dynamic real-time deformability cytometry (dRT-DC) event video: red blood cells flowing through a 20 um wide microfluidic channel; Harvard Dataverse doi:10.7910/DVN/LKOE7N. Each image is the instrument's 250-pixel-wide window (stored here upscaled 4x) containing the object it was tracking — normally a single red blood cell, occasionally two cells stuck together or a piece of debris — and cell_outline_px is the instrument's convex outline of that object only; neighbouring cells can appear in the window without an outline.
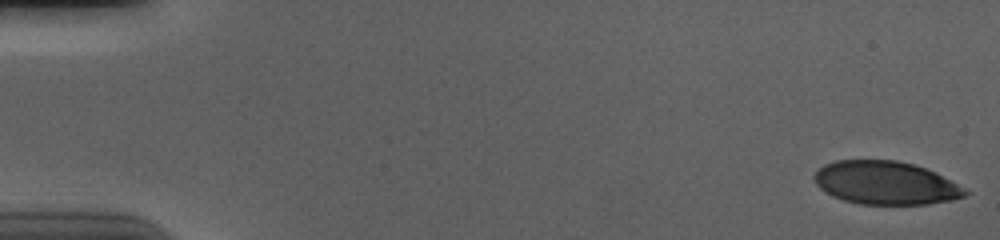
{"species": "human", "species_latin": "Homo sapiens", "temperature_condition": "cold", "stored_images_in_passage": 56, "camera_frame_rate_fps": 3000, "um_per_image_px": 0.085, "donor": {"sex": "male"}, "frame": {"image": 1, "passage_image": 1, "time_ms": 0.0, "image_size_px": [1000, 240], "cell_outline_px": [[972, 192], [964, 196], [952, 200], [928, 204], [860, 204], [844, 200], [832, 196], [824, 192], [816, 184], [812, 176], [824, 164], [836, 160], [896, 160], [912, 164], [936, 172]], "centroid_in_image_um": [75.27, 15.55], "position_along_channel_um": 9.7, "area_um2": 38.09}}
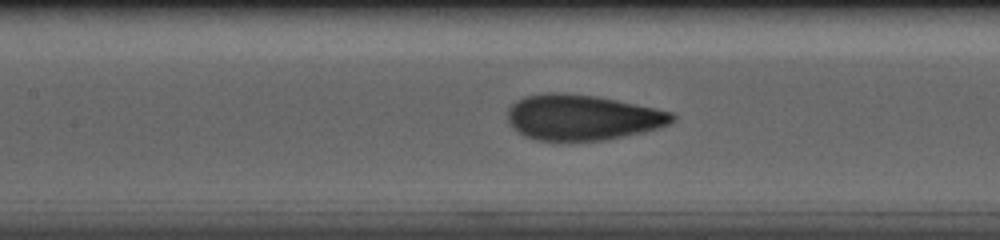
{"frame": {"image": 2, "passage_image": 26, "time_ms": 8.333, "image_size_px": [1000, 240], "cell_outline_px": [[676, 120], [660, 128], [644, 132], [604, 140], [536, 140], [524, 136], [512, 128], [508, 124], [508, 108], [516, 100], [524, 96], [544, 92], [564, 92], [596, 96], [656, 108], [672, 112], [676, 116]], "centroid_in_image_um": [49.48, 9.97], "position_along_channel_um": 157.9, "area_um2": 43.99}}
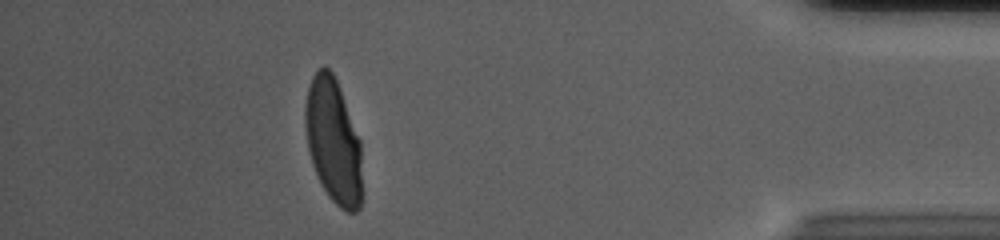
{"frame": {"image": 3, "passage_image": 50, "time_ms": 16.333, "image_size_px": [1000, 240], "cell_outline_px": [[364, 192], [360, 208], [356, 212], [348, 212], [340, 208], [328, 196], [320, 184], [312, 164], [308, 148], [304, 124], [304, 108], [308, 88], [312, 76], [324, 64], [332, 72], [340, 88], [360, 140]], "centroid_in_image_um": [28.35, 12.05], "position_along_channel_um": 406.9, "area_um2": 42.14}, "authors_computed_cell_mechanics": {"area_um2": 42.9454, "velocity_mm_per_s": 3.6993, "shape_relaxation_time_tau1_ms": 5.0784, "shape_relaxation_time_tau2_ms": null, "deformation_change_tau1": 0.2175, "deformation_change_tau2": null}}